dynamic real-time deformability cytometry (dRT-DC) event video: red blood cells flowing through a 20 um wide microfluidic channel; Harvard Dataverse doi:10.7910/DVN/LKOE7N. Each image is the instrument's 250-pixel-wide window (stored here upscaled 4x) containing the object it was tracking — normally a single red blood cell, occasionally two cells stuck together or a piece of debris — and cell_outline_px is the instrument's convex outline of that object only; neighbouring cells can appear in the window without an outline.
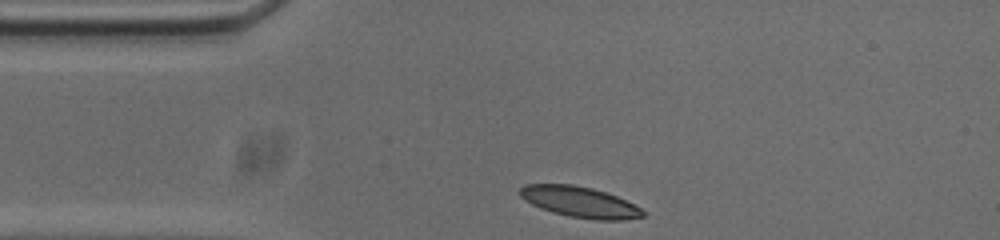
{"species": "common noctule bat (a hibernating species)", "species_latin": "Nyctalus noctula", "temperature_condition": "cold", "stored_images_in_passage": 32, "camera_frame_rate_fps": 3000, "um_per_image_px": 0.085, "animal": {"sex": "male", "body_mass_g": 20.0, "forearm_length_mm": 53.3}, "frame": {"image": 1, "passage_image": 1, "time_ms": 0.0, "image_size_px": [1000, 240], "cell_outline_px": [[644, 216], [624, 220], [596, 220], [568, 216], [552, 212], [540, 208], [524, 200], [520, 196], [520, 188], [524, 184], [572, 184], [592, 188], [616, 196], [640, 208], [644, 212]], "centroid_in_image_um": [49.24, 17.17], "position_along_channel_um": 35.8, "area_um2": 21.91}}
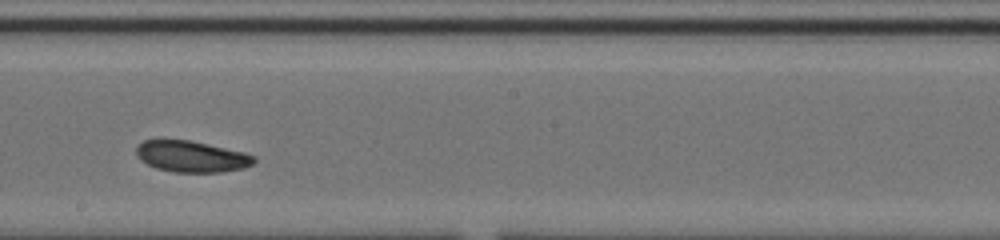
{"frame": {"image": 2, "passage_image": 19, "time_ms": 6.0, "image_size_px": [1000, 240], "cell_outline_px": [[256, 160], [252, 164], [244, 168], [220, 172], [172, 172], [156, 168], [140, 160], [136, 156], [136, 148], [144, 140], [160, 136], [192, 140], [244, 152], [256, 156]], "centroid_in_image_um": [16.22, 13.25], "position_along_channel_um": 232.0, "area_um2": 22.2}}
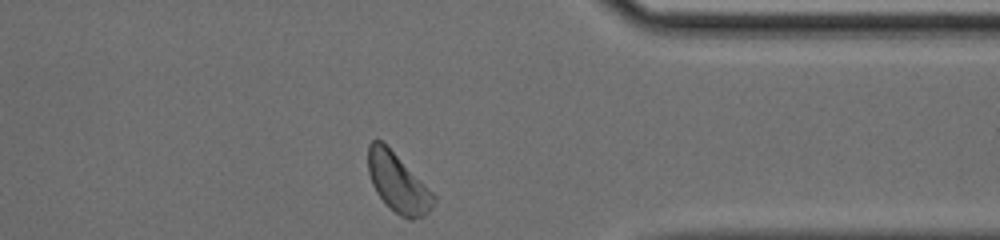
{"frame": {"image": 3, "passage_image": 32, "time_ms": 10.333, "image_size_px": [1000, 240], "cell_outline_px": [[436, 200], [432, 208], [424, 216], [412, 220], [408, 220], [400, 216], [376, 192], [372, 184], [368, 172], [368, 144], [372, 140], [380, 140], [436, 196]], "centroid_in_image_um": [33.82, 15.58], "position_along_channel_um": 377.6, "area_um2": 21.79}, "authors_computed_cell_mechanics": {"area_um2": 21.8484, "velocity_mm_per_s": 3.6885, "shape_relaxation_time_tau1_ms": 3.2783, "shape_relaxation_time_tau2_ms": null, "deformation_change_tau1": 0.0973, "deformation_change_tau2": null}}